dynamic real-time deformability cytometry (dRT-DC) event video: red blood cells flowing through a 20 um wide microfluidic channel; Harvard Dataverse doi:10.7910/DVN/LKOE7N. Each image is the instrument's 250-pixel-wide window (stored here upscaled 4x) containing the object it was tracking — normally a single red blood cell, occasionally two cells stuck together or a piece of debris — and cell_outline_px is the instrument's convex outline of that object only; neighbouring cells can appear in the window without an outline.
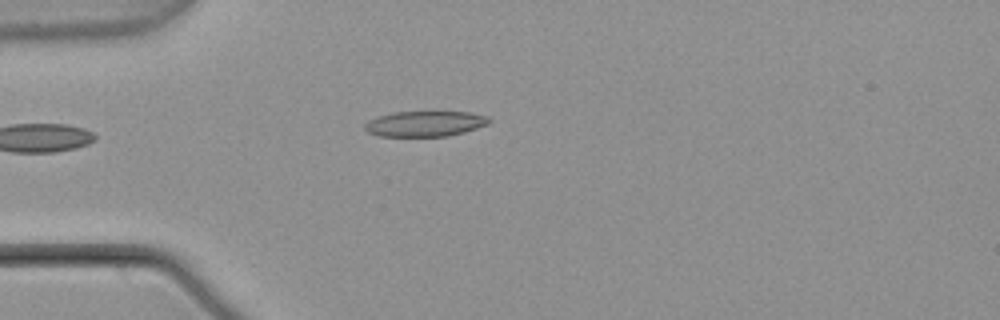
{"species": "common noctule bat (a hibernating species)", "species_latin": "Nyctalus noctula", "temperature_condition": "warm", "stored_images_in_passage": 1, "camera_frame_rate_fps": 3000, "um_per_image_px": 0.085, "animal": {"sex": "male", "body_mass_g": 21.5, "forearm_length_mm": 52.0}, "frame": {"image": 1, "passage_image": 1, "time_ms": 0.0, "image_size_px": [1000, 320], "cell_outline_px": [[492, 120], [488, 124], [464, 132], [448, 136], [380, 136], [368, 132], [364, 128], [364, 124], [368, 120], [392, 112], [468, 112], [488, 116]], "centroid_in_image_um": [36.13, 10.52], "position_along_channel_um": 48.9, "area_um2": 18.38}}